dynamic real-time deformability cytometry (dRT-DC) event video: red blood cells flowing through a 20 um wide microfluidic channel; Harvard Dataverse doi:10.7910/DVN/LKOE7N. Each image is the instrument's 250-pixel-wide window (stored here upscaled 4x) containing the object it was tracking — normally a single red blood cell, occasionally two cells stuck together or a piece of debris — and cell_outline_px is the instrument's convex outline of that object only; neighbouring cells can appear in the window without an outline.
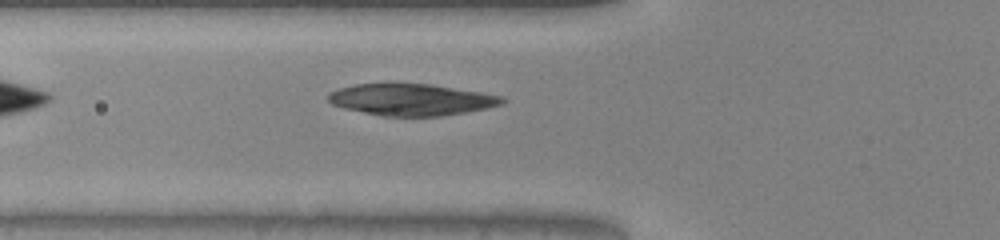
{"species": "common noctule bat (a hibernating species)", "species_latin": "Nyctalus noctula", "temperature_condition": "warm", "stored_images_in_passage": 34, "camera_frame_rate_fps": 3000, "um_per_image_px": 0.085, "animal": {"sex": "male", "body_mass_g": 20.0, "forearm_length_mm": 53.3}, "frame": {"image": 1, "passage_image": 5, "time_ms": 1.333, "image_size_px": [1000, 240], "cell_outline_px": [[508, 100], [504, 104], [488, 108], [440, 116], [380, 116], [344, 108], [332, 104], [328, 100], [328, 92], [340, 88], [356, 84], [428, 84], [480, 92], [504, 96]], "centroid_in_image_um": [34.99, 8.48], "position_along_channel_um": 90.8, "area_um2": 31.96}}
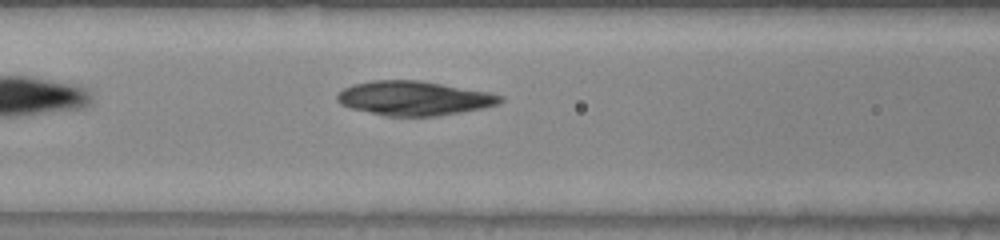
{"frame": {"image": 2, "passage_image": 8, "time_ms": 2.333, "image_size_px": [1000, 240], "cell_outline_px": [[504, 100], [500, 104], [484, 108], [440, 116], [384, 116], [352, 108], [340, 104], [336, 100], [336, 96], [344, 88], [352, 84], [372, 80], [420, 80], [488, 92], [504, 96]], "centroid_in_image_um": [35.21, 8.35], "position_along_channel_um": 131.4, "area_um2": 32.77}}
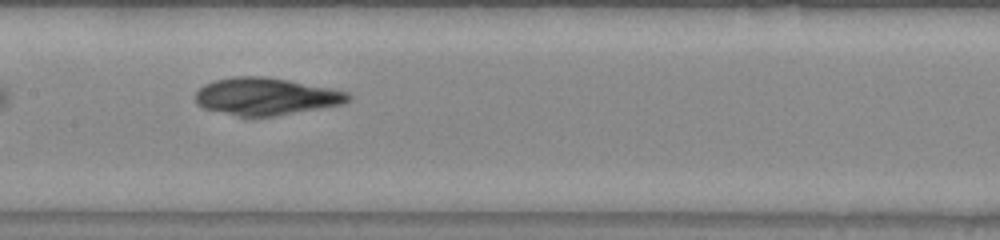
{"frame": {"image": 3, "passage_image": 12, "time_ms": 3.667, "image_size_px": [1000, 240], "cell_outline_px": [[352, 96], [348, 100], [340, 104], [272, 116], [236, 116], [204, 108], [196, 104], [196, 92], [204, 84], [216, 80], [236, 76], [264, 76], [288, 80], [348, 92]], "centroid_in_image_um": [22.55, 8.19], "position_along_channel_um": 184.9, "area_um2": 32.6}}